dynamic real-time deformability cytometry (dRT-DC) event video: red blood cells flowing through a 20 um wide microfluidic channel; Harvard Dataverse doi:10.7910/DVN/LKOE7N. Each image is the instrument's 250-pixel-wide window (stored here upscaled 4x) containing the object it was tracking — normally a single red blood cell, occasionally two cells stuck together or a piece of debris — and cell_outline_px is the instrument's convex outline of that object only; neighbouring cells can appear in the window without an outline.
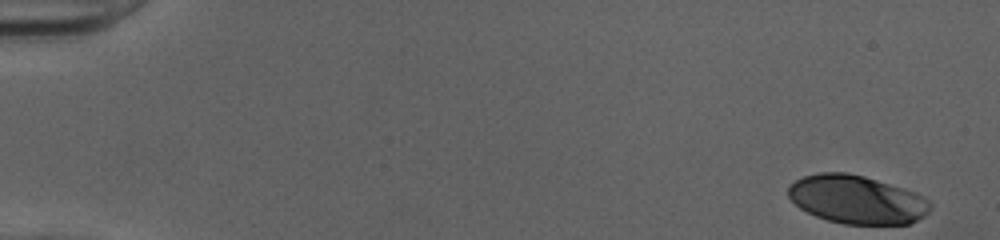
{"species": "human", "species_latin": "Homo sapiens", "temperature_condition": "cold", "stored_images_in_passage": 43, "camera_frame_rate_fps": 3000, "um_per_image_px": 0.085, "donor": {"sex": "female"}, "frame": {"image": 1, "passage_image": 1, "time_ms": 0.0, "image_size_px": [1000, 240], "cell_outline_px": [[932, 208], [924, 216], [908, 224], [844, 224], [828, 220], [816, 216], [800, 208], [788, 196], [788, 188], [796, 180], [804, 176], [820, 172], [848, 172], [864, 176], [904, 188], [916, 192], [928, 200], [932, 204]], "centroid_in_image_um": [72.85, 16.96], "position_along_channel_um": 12.1, "area_um2": 40.0}}
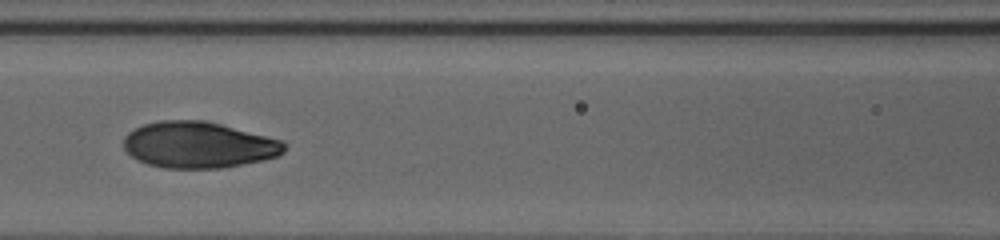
{"frame": {"image": 2, "passage_image": 23, "time_ms": 7.333, "image_size_px": [1000, 240], "cell_outline_px": [[288, 144], [284, 152], [280, 156], [264, 160], [224, 168], [164, 168], [148, 164], [136, 160], [124, 148], [124, 136], [128, 132], [144, 124], [160, 120], [200, 120], [220, 124], [284, 140]], "centroid_in_image_um": [16.92, 12.32], "position_along_channel_um": 149.7, "area_um2": 43.58}}
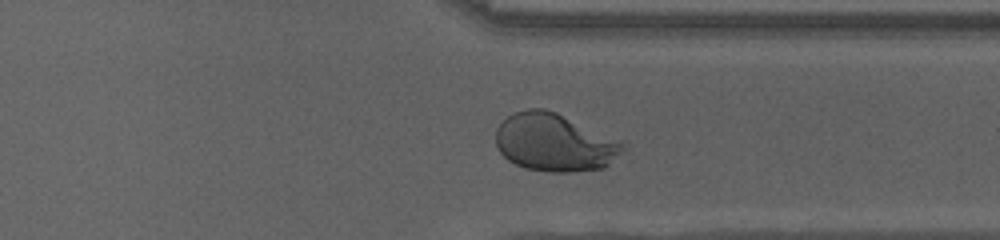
{"frame": {"image": 3, "passage_image": 39, "time_ms": 12.667, "image_size_px": [1000, 240], "cell_outline_px": [[628, 144], [604, 168], [576, 172], [548, 172], [524, 168], [508, 160], [496, 148], [496, 128], [508, 116], [516, 112], [528, 108], [544, 108], [556, 112]], "centroid_in_image_um": [47.11, 12.12], "position_along_channel_um": 364.3, "area_um2": 42.71}, "authors_computed_cell_mechanics": {"area_um2": 41.4426, "velocity_mm_per_s": 4.0232, "shape_relaxation_time_tau1_ms": 5.6933, "shape_relaxation_time_tau2_ms": null, "deformation_change_tau1": 0.2419, "deformation_change_tau2": null}}